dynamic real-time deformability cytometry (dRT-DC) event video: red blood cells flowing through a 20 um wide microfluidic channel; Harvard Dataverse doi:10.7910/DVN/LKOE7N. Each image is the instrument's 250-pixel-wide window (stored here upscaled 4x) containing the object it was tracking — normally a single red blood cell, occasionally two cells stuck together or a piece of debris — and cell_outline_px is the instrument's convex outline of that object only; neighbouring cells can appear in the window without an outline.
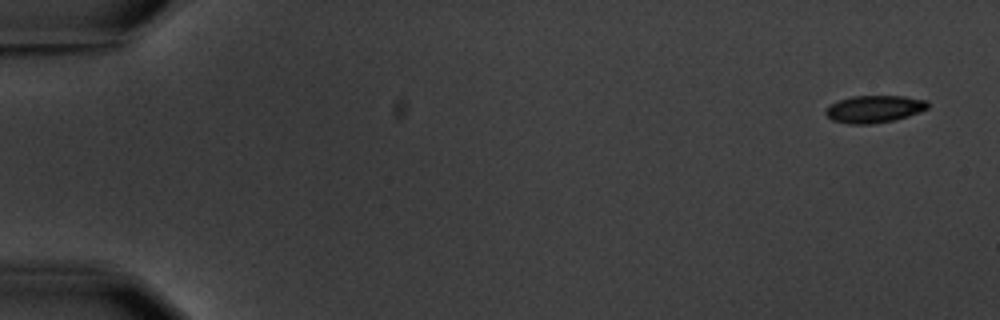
{"species": "common noctule bat (a hibernating species)", "species_latin": "Nyctalus noctula", "temperature_condition": "warm", "stored_images_in_passage": 7, "camera_frame_rate_fps": 3000, "um_per_image_px": 0.085, "animal": {"sex": "male", "body_mass_g": 20.1, "forearm_length_mm": 53.5}, "frame": {"image": 1, "passage_image": 1, "time_ms": 0.0, "image_size_px": [1000, 320], "cell_outline_px": [[928, 108], [908, 116], [892, 120], [872, 124], [848, 124], [832, 120], [824, 112], [832, 104], [840, 100], [852, 96], [904, 96], [928, 100]], "centroid_in_image_um": [74.33, 9.26], "position_along_channel_um": 10.7, "area_um2": 16.07}}
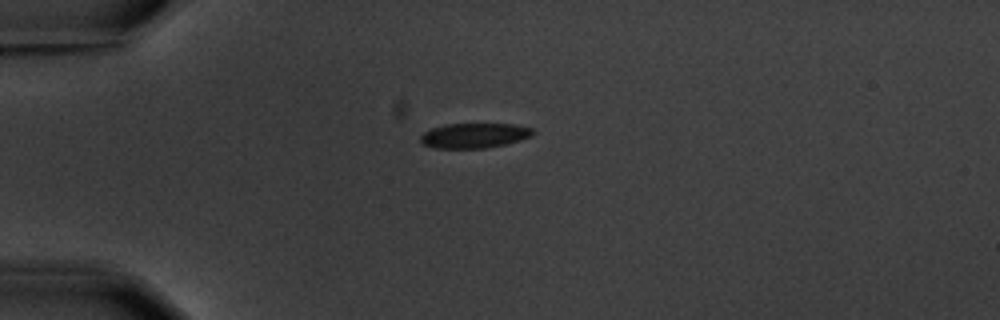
{"frame": {"image": 2, "passage_image": 4, "time_ms": 4.333, "image_size_px": [1000, 320], "cell_outline_px": [[536, 132], [532, 136], [520, 140], [504, 144], [484, 148], [436, 148], [424, 144], [420, 140], [420, 136], [424, 132], [432, 128], [448, 124], [516, 124], [532, 128]], "centroid_in_image_um": [40.35, 11.51], "position_along_channel_um": 44.7, "area_um2": 16.24}}